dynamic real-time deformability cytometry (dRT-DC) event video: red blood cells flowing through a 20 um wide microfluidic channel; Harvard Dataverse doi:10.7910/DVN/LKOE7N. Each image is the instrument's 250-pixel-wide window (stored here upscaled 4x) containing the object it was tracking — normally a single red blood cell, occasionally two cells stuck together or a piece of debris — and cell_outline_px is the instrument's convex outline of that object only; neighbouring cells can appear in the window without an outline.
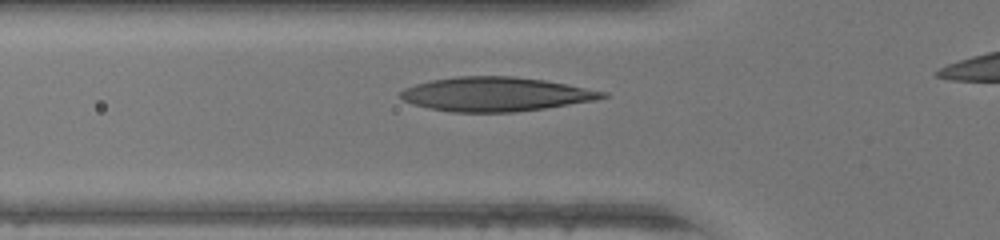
{"species": "human", "species_latin": "Homo sapiens", "temperature_condition": "warm", "stored_images_in_passage": 27, "camera_frame_rate_fps": 3000, "um_per_image_px": 0.085, "donor": {"sex": "female"}, "frame": {"image": 1, "passage_image": 5, "time_ms": 1.333, "image_size_px": [1000, 240], "cell_outline_px": [[608, 96], [596, 100], [544, 108], [516, 112], [452, 112], [428, 108], [412, 104], [404, 100], [400, 96], [400, 92], [404, 88], [416, 84], [432, 80], [456, 76], [516, 76], [544, 80], [608, 92]], "centroid_in_image_um": [42.13, 8.0], "position_along_channel_um": 83.7, "area_um2": 40.11}}
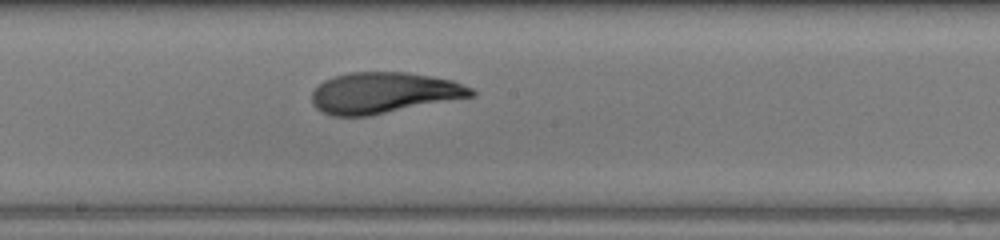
{"frame": {"image": 2, "passage_image": 14, "time_ms": 4.333, "image_size_px": [1000, 240], "cell_outline_px": [[476, 96], [368, 116], [332, 116], [316, 108], [312, 104], [312, 92], [324, 80], [332, 76], [348, 72], [408, 72], [452, 80], [472, 88], [476, 92]], "centroid_in_image_um": [32.63, 7.89], "position_along_channel_um": 215.6, "area_um2": 38.26}}
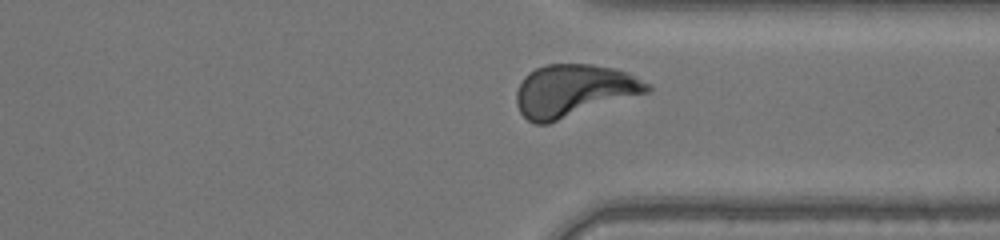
{"frame": {"image": 3, "passage_image": 24, "time_ms": 7.667, "image_size_px": [1000, 240], "cell_outline_px": [[652, 88], [648, 92], [548, 124], [536, 124], [528, 120], [520, 112], [516, 104], [516, 92], [524, 76], [528, 72], [536, 68], [548, 64], [592, 64], [616, 68], [628, 72], [652, 84]], "centroid_in_image_um": [48.78, 7.7], "position_along_channel_um": 362.6, "area_um2": 40.11}, "authors_computed_cell_mechanics": {"area_um2": 38.2636, "velocity_mm_per_s": 4.4059, "shape_relaxation_time_tau1_ms": 5.6606, "shape_relaxation_time_tau2_ms": 1.1331, "deformation_change_tau1": 0.2335, "deformation_change_tau2": 0.0631}}